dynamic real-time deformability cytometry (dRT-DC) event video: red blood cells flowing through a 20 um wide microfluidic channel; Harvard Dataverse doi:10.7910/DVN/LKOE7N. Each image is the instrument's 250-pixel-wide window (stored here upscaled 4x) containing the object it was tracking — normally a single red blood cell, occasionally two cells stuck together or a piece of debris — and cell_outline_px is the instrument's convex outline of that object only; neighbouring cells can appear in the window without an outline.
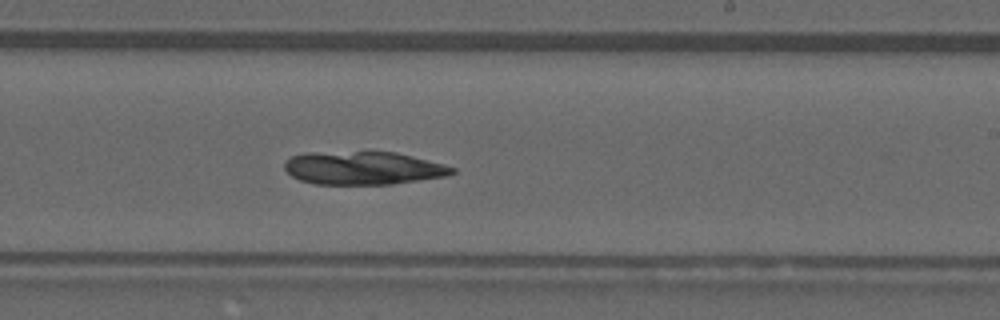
{"species": "common noctule bat (a hibernating species)", "species_latin": "Nyctalus noctula", "temperature_condition": "warm", "stored_images_in_passage": 35, "camera_frame_rate_fps": 3000, "um_per_image_px": 0.085, "animal": {"sex": "male", "forearm_length_mm": 52.5}, "frame": {"image": 1, "passage_image": 17, "time_ms": 5.333, "image_size_px": [1000, 320], "cell_outline_px": [[456, 172], [444, 176], [392, 184], [316, 184], [300, 180], [292, 176], [284, 168], [284, 160], [292, 156], [304, 152], [396, 152], [444, 164], [456, 168]], "centroid_in_image_um": [30.84, 14.28], "position_along_channel_um": 258.2, "area_um2": 32.31}}